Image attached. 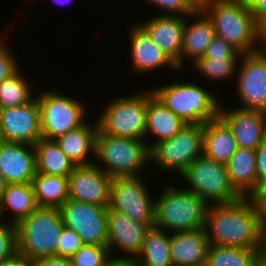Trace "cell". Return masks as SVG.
<instances>
[{
    "instance_id": "cell-46",
    "label": "cell",
    "mask_w": 266,
    "mask_h": 266,
    "mask_svg": "<svg viewBox=\"0 0 266 266\" xmlns=\"http://www.w3.org/2000/svg\"><path fill=\"white\" fill-rule=\"evenodd\" d=\"M260 43L263 50H266V20L260 25Z\"/></svg>"
},
{
    "instance_id": "cell-17",
    "label": "cell",
    "mask_w": 266,
    "mask_h": 266,
    "mask_svg": "<svg viewBox=\"0 0 266 266\" xmlns=\"http://www.w3.org/2000/svg\"><path fill=\"white\" fill-rule=\"evenodd\" d=\"M220 104L218 116L231 129L238 148L256 150L266 139V112L234 108Z\"/></svg>"
},
{
    "instance_id": "cell-49",
    "label": "cell",
    "mask_w": 266,
    "mask_h": 266,
    "mask_svg": "<svg viewBox=\"0 0 266 266\" xmlns=\"http://www.w3.org/2000/svg\"><path fill=\"white\" fill-rule=\"evenodd\" d=\"M256 266H266V256L264 254L259 258Z\"/></svg>"
},
{
    "instance_id": "cell-50",
    "label": "cell",
    "mask_w": 266,
    "mask_h": 266,
    "mask_svg": "<svg viewBox=\"0 0 266 266\" xmlns=\"http://www.w3.org/2000/svg\"><path fill=\"white\" fill-rule=\"evenodd\" d=\"M263 254L266 256V229L264 230V247H263Z\"/></svg>"
},
{
    "instance_id": "cell-48",
    "label": "cell",
    "mask_w": 266,
    "mask_h": 266,
    "mask_svg": "<svg viewBox=\"0 0 266 266\" xmlns=\"http://www.w3.org/2000/svg\"><path fill=\"white\" fill-rule=\"evenodd\" d=\"M7 185V182L5 181L4 177L0 173V201L3 195V191Z\"/></svg>"
},
{
    "instance_id": "cell-38",
    "label": "cell",
    "mask_w": 266,
    "mask_h": 266,
    "mask_svg": "<svg viewBox=\"0 0 266 266\" xmlns=\"http://www.w3.org/2000/svg\"><path fill=\"white\" fill-rule=\"evenodd\" d=\"M149 4H154L153 7H157L164 10L168 15H181L189 16L196 9L187 0H145ZM168 11V13H167Z\"/></svg>"
},
{
    "instance_id": "cell-9",
    "label": "cell",
    "mask_w": 266,
    "mask_h": 266,
    "mask_svg": "<svg viewBox=\"0 0 266 266\" xmlns=\"http://www.w3.org/2000/svg\"><path fill=\"white\" fill-rule=\"evenodd\" d=\"M150 161L163 171L180 174L203 155V125L187 124L172 138L155 143L150 149Z\"/></svg>"
},
{
    "instance_id": "cell-25",
    "label": "cell",
    "mask_w": 266,
    "mask_h": 266,
    "mask_svg": "<svg viewBox=\"0 0 266 266\" xmlns=\"http://www.w3.org/2000/svg\"><path fill=\"white\" fill-rule=\"evenodd\" d=\"M98 130V123L83 125L61 135L55 139L62 152L75 165H88L94 163L90 157L95 156V138ZM91 160V161H90Z\"/></svg>"
},
{
    "instance_id": "cell-3",
    "label": "cell",
    "mask_w": 266,
    "mask_h": 266,
    "mask_svg": "<svg viewBox=\"0 0 266 266\" xmlns=\"http://www.w3.org/2000/svg\"><path fill=\"white\" fill-rule=\"evenodd\" d=\"M161 192L155 199L153 227L172 233L205 227L208 204L196 193L172 185Z\"/></svg>"
},
{
    "instance_id": "cell-30",
    "label": "cell",
    "mask_w": 266,
    "mask_h": 266,
    "mask_svg": "<svg viewBox=\"0 0 266 266\" xmlns=\"http://www.w3.org/2000/svg\"><path fill=\"white\" fill-rule=\"evenodd\" d=\"M32 186L38 207L59 208L68 199V177L36 173Z\"/></svg>"
},
{
    "instance_id": "cell-45",
    "label": "cell",
    "mask_w": 266,
    "mask_h": 266,
    "mask_svg": "<svg viewBox=\"0 0 266 266\" xmlns=\"http://www.w3.org/2000/svg\"><path fill=\"white\" fill-rule=\"evenodd\" d=\"M261 209V218H262V226L263 229H266V191L260 194L257 198Z\"/></svg>"
},
{
    "instance_id": "cell-47",
    "label": "cell",
    "mask_w": 266,
    "mask_h": 266,
    "mask_svg": "<svg viewBox=\"0 0 266 266\" xmlns=\"http://www.w3.org/2000/svg\"><path fill=\"white\" fill-rule=\"evenodd\" d=\"M196 10H201L208 0H187Z\"/></svg>"
},
{
    "instance_id": "cell-24",
    "label": "cell",
    "mask_w": 266,
    "mask_h": 266,
    "mask_svg": "<svg viewBox=\"0 0 266 266\" xmlns=\"http://www.w3.org/2000/svg\"><path fill=\"white\" fill-rule=\"evenodd\" d=\"M186 125L180 117L176 116L164 106L153 95L151 90L148 91L144 138L147 137V134L149 135L151 133L157 139L153 143H149V141L146 143L149 149L161 140L172 138Z\"/></svg>"
},
{
    "instance_id": "cell-16",
    "label": "cell",
    "mask_w": 266,
    "mask_h": 266,
    "mask_svg": "<svg viewBox=\"0 0 266 266\" xmlns=\"http://www.w3.org/2000/svg\"><path fill=\"white\" fill-rule=\"evenodd\" d=\"M154 223H145L116 210L107 208V248L110 255L116 250L135 259L140 253L146 233ZM112 252V253H111Z\"/></svg>"
},
{
    "instance_id": "cell-20",
    "label": "cell",
    "mask_w": 266,
    "mask_h": 266,
    "mask_svg": "<svg viewBox=\"0 0 266 266\" xmlns=\"http://www.w3.org/2000/svg\"><path fill=\"white\" fill-rule=\"evenodd\" d=\"M209 241L204 228L170 234L173 266H206Z\"/></svg>"
},
{
    "instance_id": "cell-51",
    "label": "cell",
    "mask_w": 266,
    "mask_h": 266,
    "mask_svg": "<svg viewBox=\"0 0 266 266\" xmlns=\"http://www.w3.org/2000/svg\"><path fill=\"white\" fill-rule=\"evenodd\" d=\"M53 1L56 2V3H58L59 5L61 4V6H62V5H64L65 3H68V2L71 1V0H66L67 2H66V1H61V2H60V0H53Z\"/></svg>"
},
{
    "instance_id": "cell-39",
    "label": "cell",
    "mask_w": 266,
    "mask_h": 266,
    "mask_svg": "<svg viewBox=\"0 0 266 266\" xmlns=\"http://www.w3.org/2000/svg\"><path fill=\"white\" fill-rule=\"evenodd\" d=\"M16 60L14 53L10 52L2 40L0 42V82L8 79L21 69Z\"/></svg>"
},
{
    "instance_id": "cell-15",
    "label": "cell",
    "mask_w": 266,
    "mask_h": 266,
    "mask_svg": "<svg viewBox=\"0 0 266 266\" xmlns=\"http://www.w3.org/2000/svg\"><path fill=\"white\" fill-rule=\"evenodd\" d=\"M111 180L95 163L76 165L68 176V199L108 207Z\"/></svg>"
},
{
    "instance_id": "cell-28",
    "label": "cell",
    "mask_w": 266,
    "mask_h": 266,
    "mask_svg": "<svg viewBox=\"0 0 266 266\" xmlns=\"http://www.w3.org/2000/svg\"><path fill=\"white\" fill-rule=\"evenodd\" d=\"M8 208L14 213L12 221H8L12 224H18L38 208L32 183H7L0 201L1 220Z\"/></svg>"
},
{
    "instance_id": "cell-26",
    "label": "cell",
    "mask_w": 266,
    "mask_h": 266,
    "mask_svg": "<svg viewBox=\"0 0 266 266\" xmlns=\"http://www.w3.org/2000/svg\"><path fill=\"white\" fill-rule=\"evenodd\" d=\"M238 149L231 129L218 116L203 124V155L226 164Z\"/></svg>"
},
{
    "instance_id": "cell-29",
    "label": "cell",
    "mask_w": 266,
    "mask_h": 266,
    "mask_svg": "<svg viewBox=\"0 0 266 266\" xmlns=\"http://www.w3.org/2000/svg\"><path fill=\"white\" fill-rule=\"evenodd\" d=\"M134 262L136 266H173L170 257V234L151 227Z\"/></svg>"
},
{
    "instance_id": "cell-40",
    "label": "cell",
    "mask_w": 266,
    "mask_h": 266,
    "mask_svg": "<svg viewBox=\"0 0 266 266\" xmlns=\"http://www.w3.org/2000/svg\"><path fill=\"white\" fill-rule=\"evenodd\" d=\"M257 170V197L266 191V139L255 150Z\"/></svg>"
},
{
    "instance_id": "cell-14",
    "label": "cell",
    "mask_w": 266,
    "mask_h": 266,
    "mask_svg": "<svg viewBox=\"0 0 266 266\" xmlns=\"http://www.w3.org/2000/svg\"><path fill=\"white\" fill-rule=\"evenodd\" d=\"M41 136L37 98L17 107L0 109V140L34 145Z\"/></svg>"
},
{
    "instance_id": "cell-36",
    "label": "cell",
    "mask_w": 266,
    "mask_h": 266,
    "mask_svg": "<svg viewBox=\"0 0 266 266\" xmlns=\"http://www.w3.org/2000/svg\"><path fill=\"white\" fill-rule=\"evenodd\" d=\"M83 245L81 237L74 230L64 226L57 243L56 257L70 258Z\"/></svg>"
},
{
    "instance_id": "cell-18",
    "label": "cell",
    "mask_w": 266,
    "mask_h": 266,
    "mask_svg": "<svg viewBox=\"0 0 266 266\" xmlns=\"http://www.w3.org/2000/svg\"><path fill=\"white\" fill-rule=\"evenodd\" d=\"M0 173L7 183H32L36 175L33 145L0 140Z\"/></svg>"
},
{
    "instance_id": "cell-22",
    "label": "cell",
    "mask_w": 266,
    "mask_h": 266,
    "mask_svg": "<svg viewBox=\"0 0 266 266\" xmlns=\"http://www.w3.org/2000/svg\"><path fill=\"white\" fill-rule=\"evenodd\" d=\"M130 39L131 49L129 52L135 73H147V71H154L163 66L167 67V65L174 71L178 70L176 65L153 42L148 33L139 24L130 29Z\"/></svg>"
},
{
    "instance_id": "cell-4",
    "label": "cell",
    "mask_w": 266,
    "mask_h": 266,
    "mask_svg": "<svg viewBox=\"0 0 266 266\" xmlns=\"http://www.w3.org/2000/svg\"><path fill=\"white\" fill-rule=\"evenodd\" d=\"M174 82L151 90L172 113L186 124L203 125L218 117L220 103L213 93L197 83Z\"/></svg>"
},
{
    "instance_id": "cell-43",
    "label": "cell",
    "mask_w": 266,
    "mask_h": 266,
    "mask_svg": "<svg viewBox=\"0 0 266 266\" xmlns=\"http://www.w3.org/2000/svg\"><path fill=\"white\" fill-rule=\"evenodd\" d=\"M101 266H136L134 259L127 258L122 256L118 257H112V255H109V257L104 261V263Z\"/></svg>"
},
{
    "instance_id": "cell-33",
    "label": "cell",
    "mask_w": 266,
    "mask_h": 266,
    "mask_svg": "<svg viewBox=\"0 0 266 266\" xmlns=\"http://www.w3.org/2000/svg\"><path fill=\"white\" fill-rule=\"evenodd\" d=\"M237 58H200L193 65L208 80L231 79L236 72Z\"/></svg>"
},
{
    "instance_id": "cell-34",
    "label": "cell",
    "mask_w": 266,
    "mask_h": 266,
    "mask_svg": "<svg viewBox=\"0 0 266 266\" xmlns=\"http://www.w3.org/2000/svg\"><path fill=\"white\" fill-rule=\"evenodd\" d=\"M109 255L106 246L84 244L70 260L73 266H101Z\"/></svg>"
},
{
    "instance_id": "cell-37",
    "label": "cell",
    "mask_w": 266,
    "mask_h": 266,
    "mask_svg": "<svg viewBox=\"0 0 266 266\" xmlns=\"http://www.w3.org/2000/svg\"><path fill=\"white\" fill-rule=\"evenodd\" d=\"M241 54L222 37L215 35L202 58H238Z\"/></svg>"
},
{
    "instance_id": "cell-42",
    "label": "cell",
    "mask_w": 266,
    "mask_h": 266,
    "mask_svg": "<svg viewBox=\"0 0 266 266\" xmlns=\"http://www.w3.org/2000/svg\"><path fill=\"white\" fill-rule=\"evenodd\" d=\"M33 266H73L70 258L47 257L33 260Z\"/></svg>"
},
{
    "instance_id": "cell-8",
    "label": "cell",
    "mask_w": 266,
    "mask_h": 266,
    "mask_svg": "<svg viewBox=\"0 0 266 266\" xmlns=\"http://www.w3.org/2000/svg\"><path fill=\"white\" fill-rule=\"evenodd\" d=\"M180 175L191 187L186 189L208 205L231 203L241 197L229 183L225 164L204 155L196 158Z\"/></svg>"
},
{
    "instance_id": "cell-23",
    "label": "cell",
    "mask_w": 266,
    "mask_h": 266,
    "mask_svg": "<svg viewBox=\"0 0 266 266\" xmlns=\"http://www.w3.org/2000/svg\"><path fill=\"white\" fill-rule=\"evenodd\" d=\"M229 183L241 197L257 198L256 153L238 148L225 164Z\"/></svg>"
},
{
    "instance_id": "cell-2",
    "label": "cell",
    "mask_w": 266,
    "mask_h": 266,
    "mask_svg": "<svg viewBox=\"0 0 266 266\" xmlns=\"http://www.w3.org/2000/svg\"><path fill=\"white\" fill-rule=\"evenodd\" d=\"M201 10L211 20L215 34L240 54L262 49L257 47L261 44L260 25L245 0H208Z\"/></svg>"
},
{
    "instance_id": "cell-44",
    "label": "cell",
    "mask_w": 266,
    "mask_h": 266,
    "mask_svg": "<svg viewBox=\"0 0 266 266\" xmlns=\"http://www.w3.org/2000/svg\"><path fill=\"white\" fill-rule=\"evenodd\" d=\"M0 266H33V260L17 253L0 264Z\"/></svg>"
},
{
    "instance_id": "cell-5",
    "label": "cell",
    "mask_w": 266,
    "mask_h": 266,
    "mask_svg": "<svg viewBox=\"0 0 266 266\" xmlns=\"http://www.w3.org/2000/svg\"><path fill=\"white\" fill-rule=\"evenodd\" d=\"M63 227L59 208L38 207L16 224L18 254L31 260L56 256Z\"/></svg>"
},
{
    "instance_id": "cell-19",
    "label": "cell",
    "mask_w": 266,
    "mask_h": 266,
    "mask_svg": "<svg viewBox=\"0 0 266 266\" xmlns=\"http://www.w3.org/2000/svg\"><path fill=\"white\" fill-rule=\"evenodd\" d=\"M185 16L161 14L139 25L176 65L181 60Z\"/></svg>"
},
{
    "instance_id": "cell-1",
    "label": "cell",
    "mask_w": 266,
    "mask_h": 266,
    "mask_svg": "<svg viewBox=\"0 0 266 266\" xmlns=\"http://www.w3.org/2000/svg\"><path fill=\"white\" fill-rule=\"evenodd\" d=\"M209 245L263 250L264 229L256 198L208 205L204 227Z\"/></svg>"
},
{
    "instance_id": "cell-41",
    "label": "cell",
    "mask_w": 266,
    "mask_h": 266,
    "mask_svg": "<svg viewBox=\"0 0 266 266\" xmlns=\"http://www.w3.org/2000/svg\"><path fill=\"white\" fill-rule=\"evenodd\" d=\"M255 20L261 25L266 20V0H245Z\"/></svg>"
},
{
    "instance_id": "cell-7",
    "label": "cell",
    "mask_w": 266,
    "mask_h": 266,
    "mask_svg": "<svg viewBox=\"0 0 266 266\" xmlns=\"http://www.w3.org/2000/svg\"><path fill=\"white\" fill-rule=\"evenodd\" d=\"M148 91L113 98L99 115L98 129L110 136L144 139Z\"/></svg>"
},
{
    "instance_id": "cell-13",
    "label": "cell",
    "mask_w": 266,
    "mask_h": 266,
    "mask_svg": "<svg viewBox=\"0 0 266 266\" xmlns=\"http://www.w3.org/2000/svg\"><path fill=\"white\" fill-rule=\"evenodd\" d=\"M242 66L237 73V96L241 109L266 112V50L241 54Z\"/></svg>"
},
{
    "instance_id": "cell-6",
    "label": "cell",
    "mask_w": 266,
    "mask_h": 266,
    "mask_svg": "<svg viewBox=\"0 0 266 266\" xmlns=\"http://www.w3.org/2000/svg\"><path fill=\"white\" fill-rule=\"evenodd\" d=\"M146 143L145 140L106 135L98 129L95 157L105 167L96 160L94 163L111 178L139 176V170L150 163V150Z\"/></svg>"
},
{
    "instance_id": "cell-27",
    "label": "cell",
    "mask_w": 266,
    "mask_h": 266,
    "mask_svg": "<svg viewBox=\"0 0 266 266\" xmlns=\"http://www.w3.org/2000/svg\"><path fill=\"white\" fill-rule=\"evenodd\" d=\"M36 173L68 177L76 166L55 140L40 138L34 145Z\"/></svg>"
},
{
    "instance_id": "cell-12",
    "label": "cell",
    "mask_w": 266,
    "mask_h": 266,
    "mask_svg": "<svg viewBox=\"0 0 266 266\" xmlns=\"http://www.w3.org/2000/svg\"><path fill=\"white\" fill-rule=\"evenodd\" d=\"M107 208L67 199L59 210L63 225L74 230L83 244L107 246Z\"/></svg>"
},
{
    "instance_id": "cell-35",
    "label": "cell",
    "mask_w": 266,
    "mask_h": 266,
    "mask_svg": "<svg viewBox=\"0 0 266 266\" xmlns=\"http://www.w3.org/2000/svg\"><path fill=\"white\" fill-rule=\"evenodd\" d=\"M0 224V264L18 253L16 224Z\"/></svg>"
},
{
    "instance_id": "cell-10",
    "label": "cell",
    "mask_w": 266,
    "mask_h": 266,
    "mask_svg": "<svg viewBox=\"0 0 266 266\" xmlns=\"http://www.w3.org/2000/svg\"><path fill=\"white\" fill-rule=\"evenodd\" d=\"M36 98L40 107L41 136L44 139L55 140L86 122L85 107L77 99L62 95L55 89L42 92Z\"/></svg>"
},
{
    "instance_id": "cell-31",
    "label": "cell",
    "mask_w": 266,
    "mask_h": 266,
    "mask_svg": "<svg viewBox=\"0 0 266 266\" xmlns=\"http://www.w3.org/2000/svg\"><path fill=\"white\" fill-rule=\"evenodd\" d=\"M263 250L209 245L206 266H256Z\"/></svg>"
},
{
    "instance_id": "cell-21",
    "label": "cell",
    "mask_w": 266,
    "mask_h": 266,
    "mask_svg": "<svg viewBox=\"0 0 266 266\" xmlns=\"http://www.w3.org/2000/svg\"><path fill=\"white\" fill-rule=\"evenodd\" d=\"M188 17L197 21L190 24ZM215 35L211 20L202 10H196L189 16H185L181 60L176 64L177 69L180 71L182 68L183 63H185L184 58H191L192 64L202 58Z\"/></svg>"
},
{
    "instance_id": "cell-11",
    "label": "cell",
    "mask_w": 266,
    "mask_h": 266,
    "mask_svg": "<svg viewBox=\"0 0 266 266\" xmlns=\"http://www.w3.org/2000/svg\"><path fill=\"white\" fill-rule=\"evenodd\" d=\"M139 176L115 177L110 183L108 208L145 223H154L155 199Z\"/></svg>"
},
{
    "instance_id": "cell-32",
    "label": "cell",
    "mask_w": 266,
    "mask_h": 266,
    "mask_svg": "<svg viewBox=\"0 0 266 266\" xmlns=\"http://www.w3.org/2000/svg\"><path fill=\"white\" fill-rule=\"evenodd\" d=\"M28 81L20 69L8 79L0 82V109L17 107L29 103L34 97Z\"/></svg>"
}]
</instances>
